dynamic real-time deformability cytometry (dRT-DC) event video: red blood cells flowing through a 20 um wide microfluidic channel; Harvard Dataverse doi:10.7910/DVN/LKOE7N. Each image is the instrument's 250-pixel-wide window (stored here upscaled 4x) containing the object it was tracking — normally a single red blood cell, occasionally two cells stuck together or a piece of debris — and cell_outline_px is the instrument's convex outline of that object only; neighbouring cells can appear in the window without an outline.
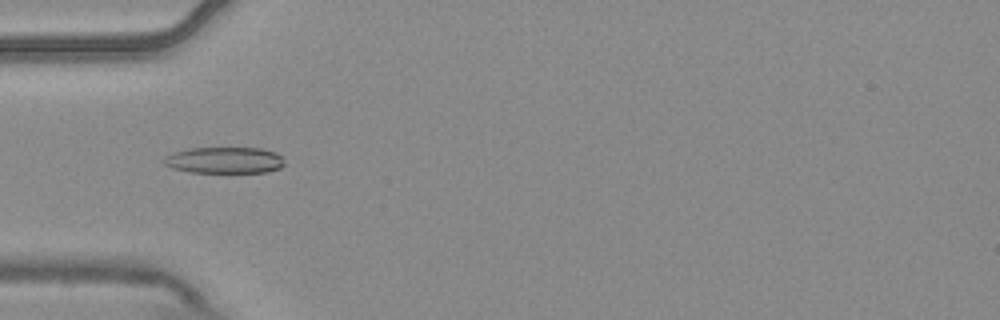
{"species": "common noctule bat (a hibernating species)", "species_latin": "Nyctalus noctula", "temperature_condition": "warm", "stored_images_in_passage": 8, "camera_frame_rate_fps": 3000, "um_per_image_px": 0.085, "animal": {"sex": "male", "body_mass_g": 20.4}, "frame": {"image": 1, "passage_image": 3, "time_ms": 0.667, "image_size_px": [1000, 320], "cell_outline_px": [[284, 164], [280, 168], [268, 172], [192, 172], [172, 168], [164, 164], [160, 160], [164, 156], [172, 152], [188, 148], [260, 148], [276, 152], [284, 160]], "centroid_in_image_um": [19.04, 13.61], "position_along_channel_um": 66.0, "area_um2": 18.67}}
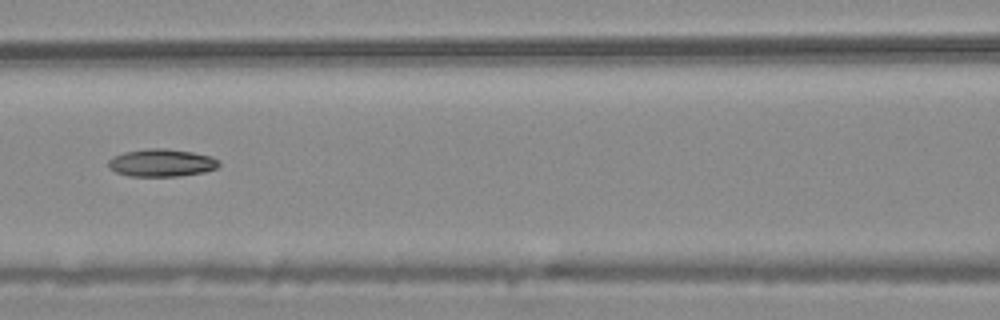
{"frame": {"image": 2, "passage_image": 5, "time_ms": 1.333, "image_size_px": [1000, 320], "cell_outline_px": [[220, 164], [216, 168], [204, 172], [180, 176], [128, 176], [116, 172], [108, 168], [108, 160], [112, 156], [124, 152], [148, 148], [164, 148], [192, 152], [212, 156]], "centroid_in_image_um": [13.69, 13.84], "position_along_channel_um": 152.9, "area_um2": 17.86}}
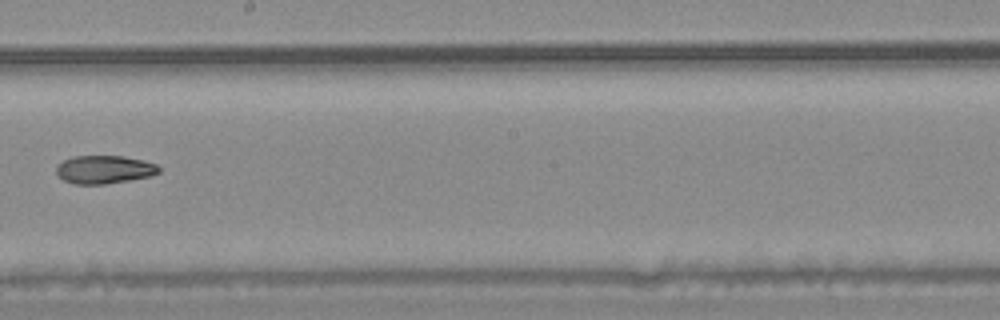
{"frame": {"image": 3, "passage_image": 7, "time_ms": 2.0, "image_size_px": [1000, 320], "cell_outline_px": [[160, 172], [152, 176], [104, 184], [76, 184], [64, 180], [56, 172], [56, 168], [64, 160], [72, 156], [124, 156], [144, 160], [156, 164], [160, 168]], "centroid_in_image_um": [8.9, 14.4], "position_along_channel_um": 239.3, "area_um2": 16.76}}